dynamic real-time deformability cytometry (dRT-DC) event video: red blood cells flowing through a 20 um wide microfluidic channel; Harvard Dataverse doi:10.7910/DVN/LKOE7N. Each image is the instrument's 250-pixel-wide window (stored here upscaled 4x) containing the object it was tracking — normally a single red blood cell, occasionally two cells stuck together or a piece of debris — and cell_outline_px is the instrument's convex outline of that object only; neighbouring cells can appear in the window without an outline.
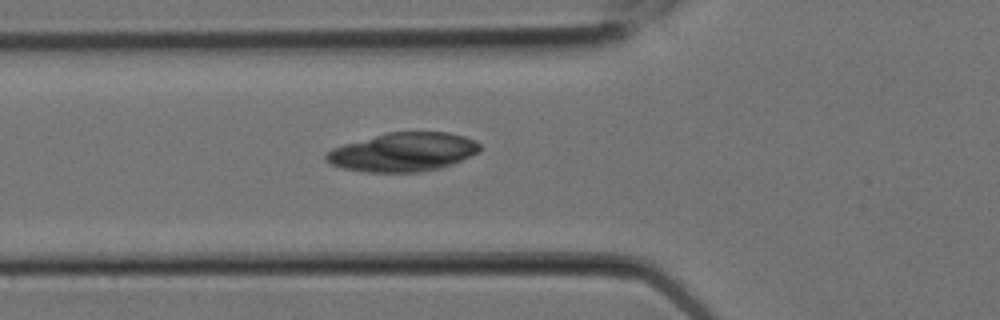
{"species": "Egyptian fruit bat (a non-hibernating species)", "species_latin": "Rousettus aegyptiacus", "temperature_condition": "room temperature", "stored_images_in_passage": 7, "camera_frame_rate_fps": 3000, "um_per_image_px": 0.085, "animal": {"sex": "female"}, "frame": {"image": 1, "passage_image": 7, "time_ms": 2.0, "image_size_px": [1000, 320], "cell_outline_px": [[480, 152], [452, 164], [440, 168], [420, 172], [364, 172], [344, 168], [332, 164], [324, 156], [332, 148], [344, 144], [388, 132], [448, 132], [464, 136], [476, 140], [480, 144]], "centroid_in_image_um": [34.31, 12.92], "position_along_channel_um": 91.5, "area_um2": 34.62}}